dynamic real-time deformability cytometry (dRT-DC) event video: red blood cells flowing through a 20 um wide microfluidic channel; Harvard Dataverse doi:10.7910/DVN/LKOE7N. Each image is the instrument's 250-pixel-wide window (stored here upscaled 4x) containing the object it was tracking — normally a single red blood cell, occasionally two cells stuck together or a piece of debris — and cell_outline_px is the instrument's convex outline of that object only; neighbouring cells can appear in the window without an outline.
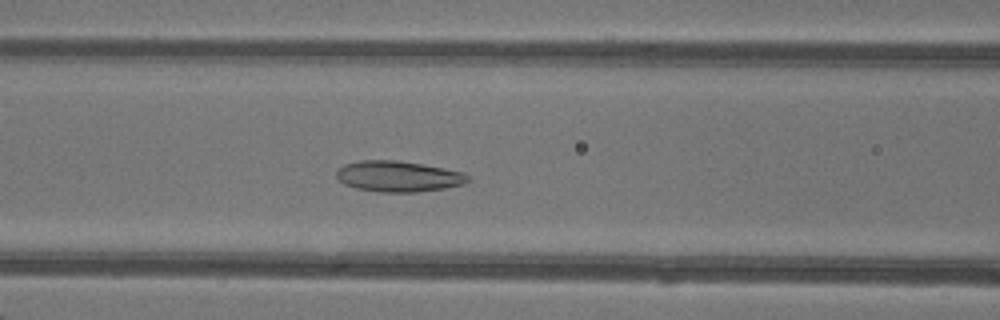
{"species": "common noctule bat (a hibernating species)", "species_latin": "Nyctalus noctula", "temperature_condition": "warm", "stored_images_in_passage": 46, "camera_frame_rate_fps": 3000, "um_per_image_px": 0.085, "animal": {"sex": "female"}, "frame": {"image": 1, "passage_image": 19, "time_ms": 6.0, "image_size_px": [1000, 320], "cell_outline_px": [[472, 180], [464, 184], [444, 188], [416, 192], [380, 192], [356, 188], [344, 184], [336, 176], [336, 172], [344, 164], [360, 160], [396, 160], [444, 168], [464, 172], [472, 176]], "centroid_in_image_um": [33.9, 14.99], "position_along_channel_um": 132.7, "area_um2": 23.7}}
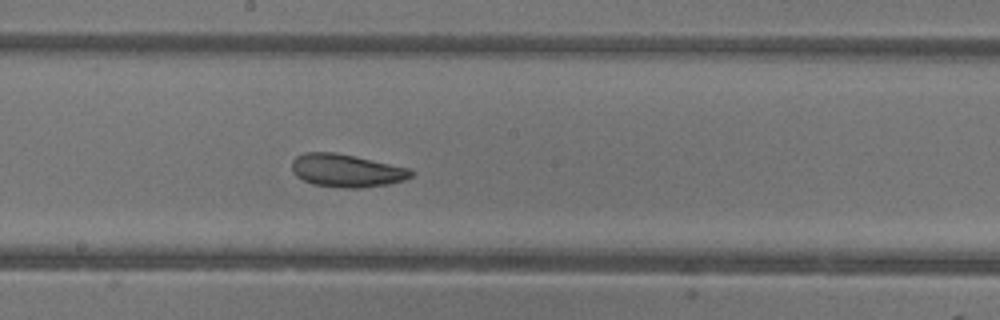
{"frame": {"image": 2, "passage_image": 25, "time_ms": 8.0, "image_size_px": [1000, 320], "cell_outline_px": [[412, 176], [404, 180], [388, 184], [360, 188], [344, 188], [312, 184], [296, 176], [292, 172], [292, 160], [296, 156], [304, 152], [336, 152], [412, 168]], "centroid_in_image_um": [29.45, 14.49], "position_along_channel_um": 218.8, "area_um2": 23.06}}
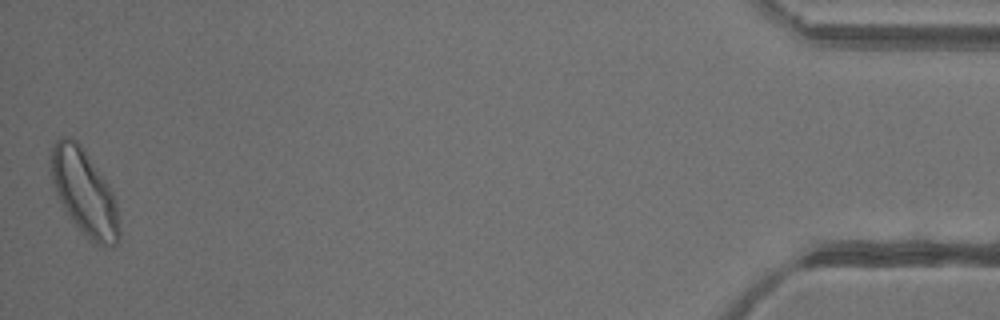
{"frame": {"image": 3, "passage_image": 46, "time_ms": 15.0, "image_size_px": [1000, 320], "cell_outline_px": [[120, 240], [112, 248], [108, 248], [96, 244], [88, 240], [84, 236], [68, 216], [56, 192], [52, 180], [48, 164], [52, 148], [56, 140], [60, 136], [72, 136], [80, 144], [108, 184], [112, 192], [116, 204], [120, 228]], "centroid_in_image_um": [7.16, 16.38], "position_along_channel_um": 428.0, "area_um2": 34.51}, "authors_computed_cell_mechanics": {"area_um2": 25.8366, "velocity_mm_per_s": 4.2949, "shape_relaxation_time_tau1_ms": 4.4477, "shape_relaxation_time_tau2_ms": 2.3794, "deformation_change_tau1": 0.1236, "deformation_change_tau2": 0.0966}}